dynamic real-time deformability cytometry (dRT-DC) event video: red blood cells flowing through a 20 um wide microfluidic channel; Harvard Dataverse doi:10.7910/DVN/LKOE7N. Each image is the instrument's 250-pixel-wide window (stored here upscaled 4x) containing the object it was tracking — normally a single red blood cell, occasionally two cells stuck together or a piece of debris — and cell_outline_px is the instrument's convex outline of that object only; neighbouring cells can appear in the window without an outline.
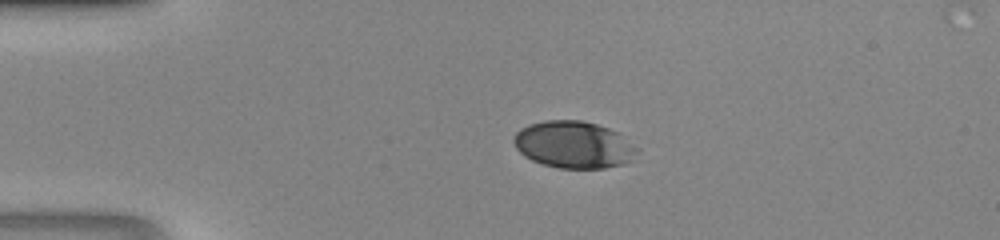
{"species": "human", "species_latin": "Homo sapiens", "temperature_condition": "room temperature", "stored_images_in_passage": 37, "camera_frame_rate_fps": 3000, "um_per_image_px": 0.085, "donor": {"sex": "male"}, "frame": {"image": 1, "passage_image": 1, "time_ms": 0.0, "image_size_px": [1000, 240], "cell_outline_px": [[640, 148], [632, 160], [624, 164], [604, 168], [560, 168], [544, 164], [532, 160], [524, 156], [516, 148], [512, 140], [516, 132], [520, 128], [528, 124], [544, 120], [580, 120], [596, 124], [608, 128], [616, 132]], "centroid_in_image_um": [48.76, 12.29], "position_along_channel_um": 36.2, "area_um2": 33.87}}
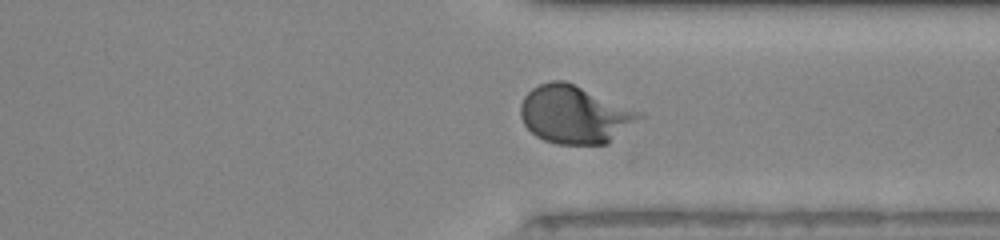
{"frame": {"image": 2, "passage_image": 26, "time_ms": 8.333, "image_size_px": [1000, 240], "cell_outline_px": [[644, 116], [608, 144], [556, 144], [544, 140], [536, 136], [524, 124], [520, 116], [520, 104], [524, 96], [532, 88], [540, 84], [552, 80], [564, 80], [644, 112]], "centroid_in_image_um": [48.86, 9.73], "position_along_channel_um": 362.5, "area_um2": 40.23}}
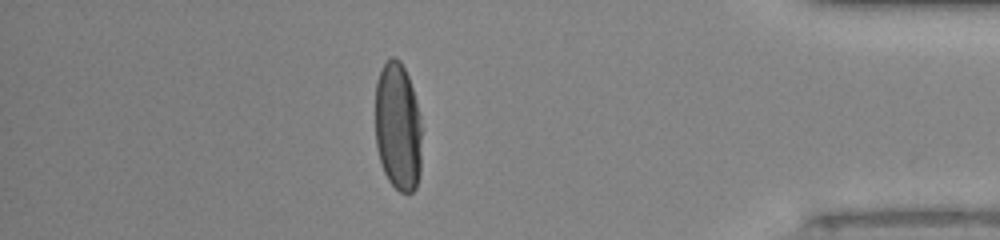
{"frame": {"image": 3, "passage_image": 31, "time_ms": 10.0, "image_size_px": [1000, 240], "cell_outline_px": [[420, 172], [416, 188], [412, 192], [400, 192], [388, 180], [384, 172], [380, 160], [376, 144], [376, 80], [384, 64], [392, 56], [400, 60], [408, 76], [416, 100], [420, 116]], "centroid_in_image_um": [33.82, 10.77], "position_along_channel_um": 401.4, "area_um2": 34.62}}